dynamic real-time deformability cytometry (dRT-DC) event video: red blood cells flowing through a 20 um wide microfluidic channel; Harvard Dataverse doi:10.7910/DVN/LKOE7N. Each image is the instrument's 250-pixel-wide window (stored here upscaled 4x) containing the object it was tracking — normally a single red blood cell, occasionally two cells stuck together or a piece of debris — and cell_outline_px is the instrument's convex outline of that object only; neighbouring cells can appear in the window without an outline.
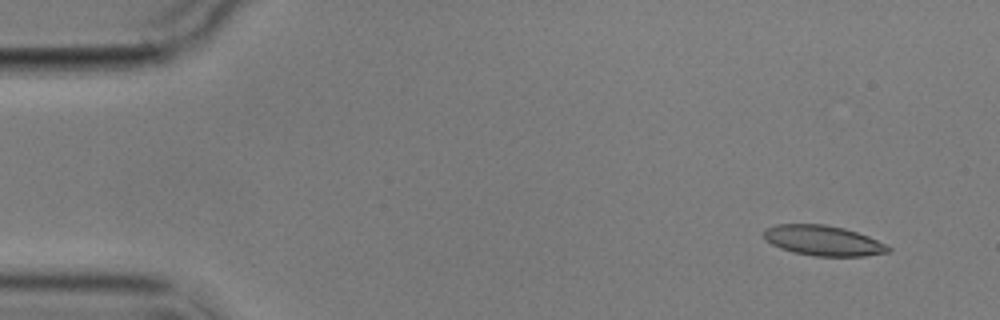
{"species": "common noctule bat (a hibernating species)", "species_latin": "Nyctalus noctula", "temperature_condition": "cold", "stored_images_in_passage": 4, "segment_of_instrument_passage": [1, 2], "camera_frame_rate_fps": 3000, "um_per_image_px": 0.085, "animal": {"sex": "male", "body_mass_g": 17.9}, "frame": {"image": 1, "passage_image": 1, "time_ms": 0.0, "image_size_px": [1000, 320], "cell_outline_px": [[892, 248], [888, 252], [864, 256], [812, 256], [792, 252], [780, 248], [772, 244], [764, 236], [764, 228], [776, 224], [824, 224], [844, 228], [868, 236]], "centroid_in_image_um": [69.94, 20.45], "position_along_channel_um": 15.1, "area_um2": 21.79}}
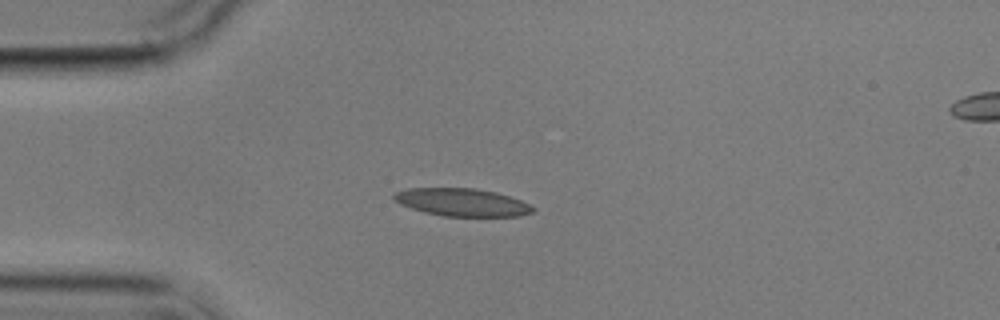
{"frame": {"image": 2, "passage_image": 3, "time_ms": 3.333, "image_size_px": [1000, 320], "cell_outline_px": [[536, 208], [532, 212], [520, 216], [444, 216], [424, 212], [400, 204], [392, 200], [392, 196], [396, 192], [408, 188], [476, 188], [496, 192], [520, 200]], "centroid_in_image_um": [39.25, 17.19], "position_along_channel_um": 45.8, "area_um2": 22.43}}